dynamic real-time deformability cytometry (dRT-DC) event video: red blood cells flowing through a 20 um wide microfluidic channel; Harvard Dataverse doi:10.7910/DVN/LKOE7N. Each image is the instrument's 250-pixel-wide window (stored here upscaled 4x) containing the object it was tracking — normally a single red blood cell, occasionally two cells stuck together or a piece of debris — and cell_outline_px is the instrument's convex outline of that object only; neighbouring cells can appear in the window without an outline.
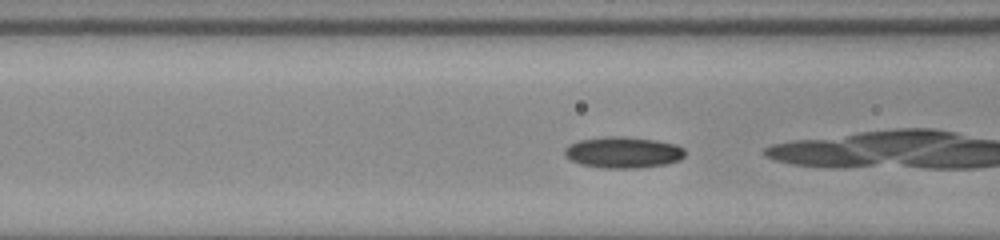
{"species": "common noctule bat (a hibernating species)", "species_latin": "Nyctalus noctula", "temperature_condition": "room temperature", "stored_images_in_passage": 41, "camera_frame_rate_fps": 3000, "um_per_image_px": 0.085, "animal": {"sex": "male", "body_mass_g": 20.0, "forearm_length_mm": 53.3}, "frame": {"image": 1, "passage_image": 10, "time_ms": 3.0, "image_size_px": [1000, 240], "cell_outline_px": [[684, 156], [680, 160], [668, 164], [636, 168], [600, 168], [580, 164], [564, 156], [564, 148], [568, 144], [580, 140], [608, 136], [624, 136], [656, 140], [676, 144], [684, 148]], "centroid_in_image_um": [52.96, 12.95], "position_along_channel_um": 113.6, "area_um2": 22.14}}
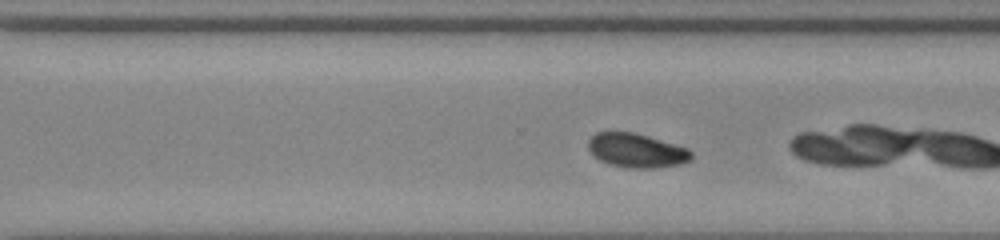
{"frame": {"image": 2, "passage_image": 26, "time_ms": 8.333, "image_size_px": [1000, 240], "cell_outline_px": [[692, 156], [688, 160], [680, 164], [656, 168], [628, 168], [608, 164], [600, 160], [588, 148], [588, 140], [596, 132], [632, 132], [648, 136], [688, 148], [692, 152]], "centroid_in_image_um": [54.1, 12.79], "position_along_channel_um": 316.5, "area_um2": 20.35}, "authors_computed_cell_mechanics": {"area_um2": 21.0392, "velocity_mm_per_s": 3.8144, "shape_relaxation_time_tau1_ms": 2.8832, "shape_relaxation_time_tau2_ms": null, "deformation_change_tau1": 0.0993, "deformation_change_tau2": null}}